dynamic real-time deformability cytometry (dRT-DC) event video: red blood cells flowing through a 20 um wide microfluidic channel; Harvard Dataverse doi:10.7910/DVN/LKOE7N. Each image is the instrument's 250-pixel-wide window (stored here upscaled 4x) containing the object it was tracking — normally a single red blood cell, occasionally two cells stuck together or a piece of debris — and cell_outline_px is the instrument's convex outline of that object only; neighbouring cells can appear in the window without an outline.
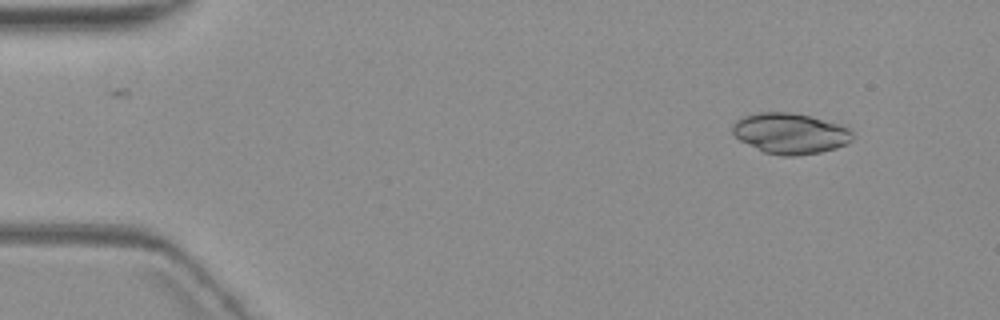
{"species": "common noctule bat (a hibernating species)", "species_latin": "Nyctalus noctula", "temperature_condition": "warm", "stored_images_in_passage": 2, "camera_frame_rate_fps": 3000, "um_per_image_px": 0.085, "animal": {"sex": "female", "body_mass_g": 19.3, "forearm_length_mm": 54.1}, "frame": {"image": 1, "passage_image": 2, "time_ms": 2.0, "image_size_px": [1000, 320], "cell_outline_px": [[852, 140], [836, 148], [820, 152], [796, 156], [780, 156], [764, 152], [740, 140], [732, 132], [732, 124], [736, 120], [744, 116], [760, 112], [792, 112], [840, 124], [848, 128], [852, 132]], "centroid_in_image_um": [67.15, 11.34], "position_along_channel_um": 17.8, "area_um2": 28.32}}